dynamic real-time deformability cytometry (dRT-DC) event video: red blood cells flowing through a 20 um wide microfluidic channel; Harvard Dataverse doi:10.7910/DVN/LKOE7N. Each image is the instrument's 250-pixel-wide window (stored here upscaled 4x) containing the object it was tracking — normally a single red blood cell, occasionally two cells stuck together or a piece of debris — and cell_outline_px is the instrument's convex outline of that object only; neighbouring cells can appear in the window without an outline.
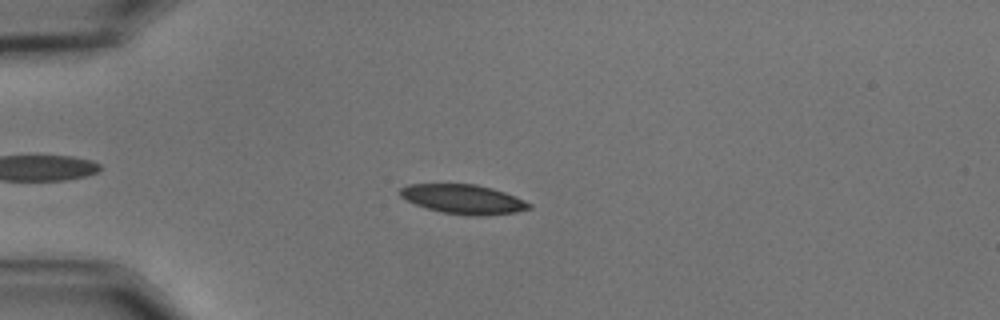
{"species": "common noctule bat (a hibernating species)", "species_latin": "Nyctalus noctula", "temperature_condition": "cold", "stored_images_in_passage": 58, "camera_frame_rate_fps": 3000, "um_per_image_px": 0.085, "animal": {"sex": "male", "body_mass_g": 15.6}, "frame": {"image": 1, "passage_image": 16, "time_ms": 5.0, "image_size_px": [1000, 320], "cell_outline_px": [[532, 208], [516, 212], [484, 216], [468, 216], [444, 212], [428, 208], [416, 204], [400, 196], [400, 188], [408, 184], [476, 184], [492, 188], [504, 192], [524, 200], [532, 204]], "centroid_in_image_um": [39.42, 16.93], "position_along_channel_um": 45.6, "area_um2": 21.96}}
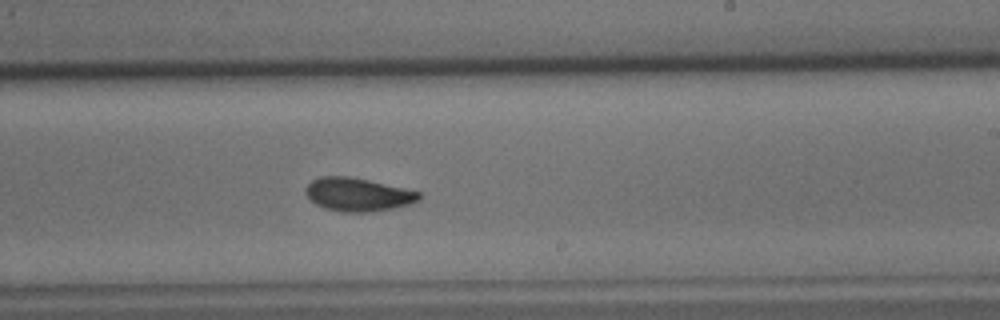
{"frame": {"image": 2, "passage_image": 36, "time_ms": 11.667, "image_size_px": [1000, 320], "cell_outline_px": [[420, 200], [412, 204], [392, 208], [368, 212], [344, 212], [324, 208], [316, 204], [304, 192], [304, 188], [312, 180], [320, 176], [348, 176], [368, 180], [404, 188], [420, 192]], "centroid_in_image_um": [30.41, 16.53], "position_along_channel_um": 258.6, "area_um2": 21.96}}
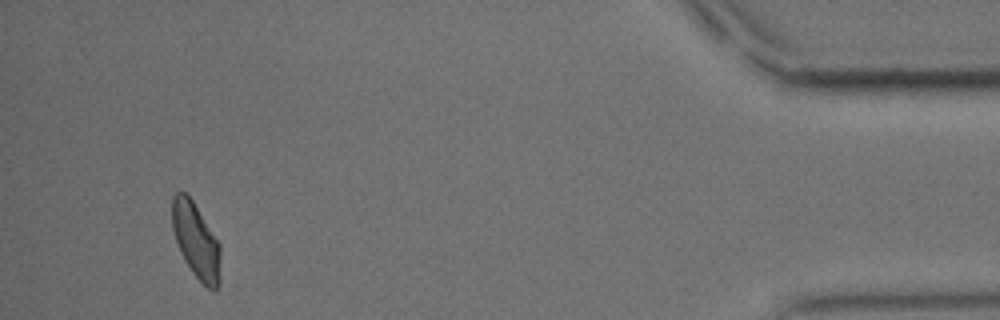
{"frame": {"image": 3, "passage_image": 55, "time_ms": 18.0, "image_size_px": [1000, 320], "cell_outline_px": [[220, 280], [216, 292], [212, 292], [192, 272], [184, 260], [180, 252], [172, 228], [172, 196], [176, 192], [184, 192], [192, 200], [220, 244]], "centroid_in_image_um": [16.67, 20.49], "position_along_channel_um": 418.5, "area_um2": 21.15}, "authors_computed_cell_mechanics": {"area_um2": 21.5883, "velocity_mm_per_s": 3.5389, "shape_relaxation_time_tau1_ms": 4.9428, "shape_relaxation_time_tau2_ms": 5.1384, "deformation_change_tau1": 0.1261, "deformation_change_tau2": 0.1005}}